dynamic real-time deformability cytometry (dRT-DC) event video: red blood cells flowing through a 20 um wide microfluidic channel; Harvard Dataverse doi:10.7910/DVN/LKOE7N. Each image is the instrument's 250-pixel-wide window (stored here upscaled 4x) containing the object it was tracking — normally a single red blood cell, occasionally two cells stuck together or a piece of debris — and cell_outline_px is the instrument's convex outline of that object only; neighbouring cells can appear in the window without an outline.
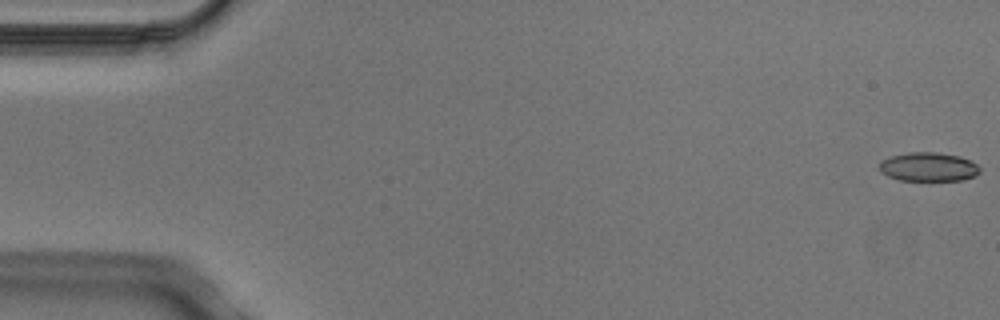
{"species": "Egyptian fruit bat (a non-hibernating species)", "species_latin": "Rousettus aegyptiacus", "temperature_condition": "cold", "stored_images_in_passage": 5, "camera_frame_rate_fps": 3000, "um_per_image_px": 0.085, "animal": {"sex": "male"}, "frame": {"image": 1, "passage_image": 1, "time_ms": 0.0, "image_size_px": [1000, 320], "cell_outline_px": [[980, 172], [976, 176], [964, 180], [900, 180], [888, 176], [880, 172], [880, 164], [888, 156], [908, 152], [936, 152], [960, 156], [972, 160], [980, 168]], "centroid_in_image_um": [78.95, 14.18], "position_along_channel_um": 6.1, "area_um2": 17.05}}
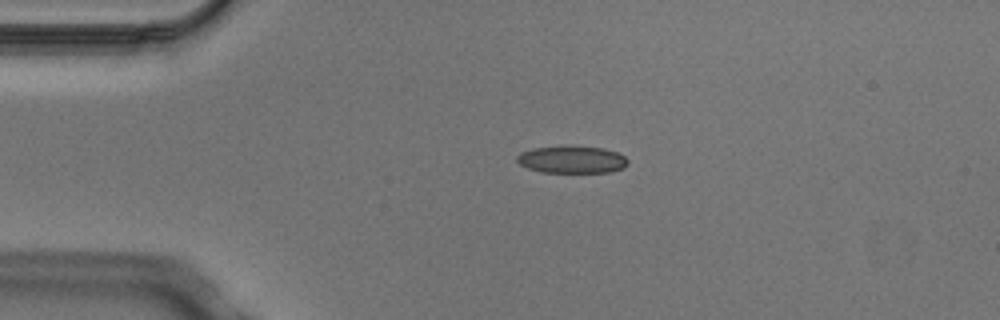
{"frame": {"image": 2, "passage_image": 4, "time_ms": 1.0, "image_size_px": [1000, 320], "cell_outline_px": [[628, 164], [624, 168], [608, 172], [540, 172], [528, 168], [520, 164], [516, 160], [516, 156], [520, 152], [532, 148], [572, 144], [604, 148], [616, 152], [624, 156], [628, 160]], "centroid_in_image_um": [48.6, 13.53], "position_along_channel_um": 36.4, "area_um2": 18.09}}